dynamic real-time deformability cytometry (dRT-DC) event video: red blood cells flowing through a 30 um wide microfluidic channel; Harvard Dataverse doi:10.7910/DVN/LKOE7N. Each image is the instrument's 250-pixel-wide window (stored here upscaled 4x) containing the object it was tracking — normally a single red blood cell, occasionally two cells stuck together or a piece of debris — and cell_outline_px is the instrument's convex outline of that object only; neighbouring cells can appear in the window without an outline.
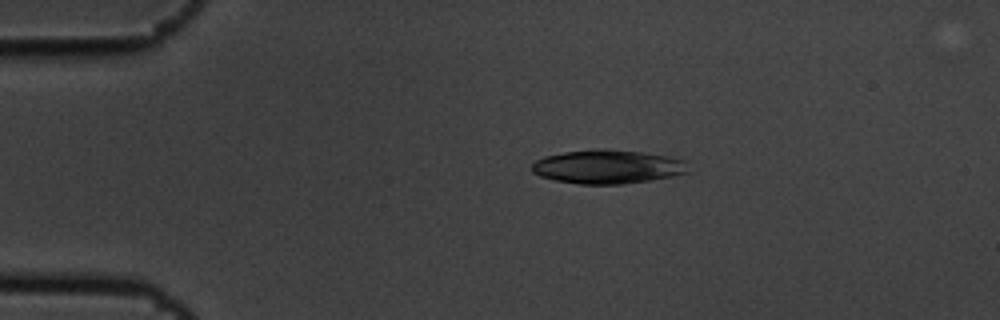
{"species": "common noctule bat (a hibernating species)", "species_latin": "Nyctalus noctula", "temperature_condition": "cold", "stored_images_in_passage": 4, "camera_frame_rate_fps": 3000, "um_per_image_px": 0.085, "animal": {"sex": "male", "body_mass_g": 19.5, "forearm_length_mm": 54.6}, "frame": {"image": 1, "passage_image": 3, "time_ms": 0.667, "image_size_px": [1000, 320], "cell_outline_px": [[688, 172], [672, 176], [648, 180], [620, 184], [580, 184], [556, 180], [540, 176], [532, 172], [532, 164], [536, 160], [544, 156], [564, 152], [596, 148], [604, 148], [640, 152], [668, 156], [684, 160]], "centroid_in_image_um": [51.61, 14.16], "position_along_channel_um": 33.4, "area_um2": 30.63}}